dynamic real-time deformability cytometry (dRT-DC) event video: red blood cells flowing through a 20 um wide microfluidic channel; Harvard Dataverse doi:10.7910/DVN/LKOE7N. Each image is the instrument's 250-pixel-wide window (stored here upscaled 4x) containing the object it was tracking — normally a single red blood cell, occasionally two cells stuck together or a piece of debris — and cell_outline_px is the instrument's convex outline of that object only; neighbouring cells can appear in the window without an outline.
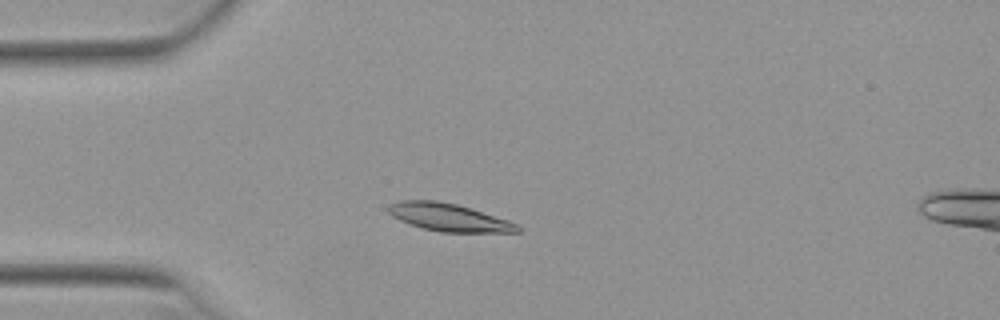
{"species": "Egyptian fruit bat (a non-hibernating species)", "species_latin": "Rousettus aegyptiacus", "temperature_condition": "warm", "stored_images_in_passage": 50, "camera_frame_rate_fps": 3000, "um_per_image_px": 0.085, "animal": {"sex": "female"}, "frame": {"image": 1, "passage_image": 12, "time_ms": 3.667, "image_size_px": [1000, 320], "cell_outline_px": [[520, 232], [440, 232], [424, 228], [400, 220], [392, 216], [388, 212], [388, 204], [400, 200], [436, 200], [456, 204], [472, 208], [520, 224]], "centroid_in_image_um": [38.17, 18.47], "position_along_channel_um": 46.8, "area_um2": 20.87}}
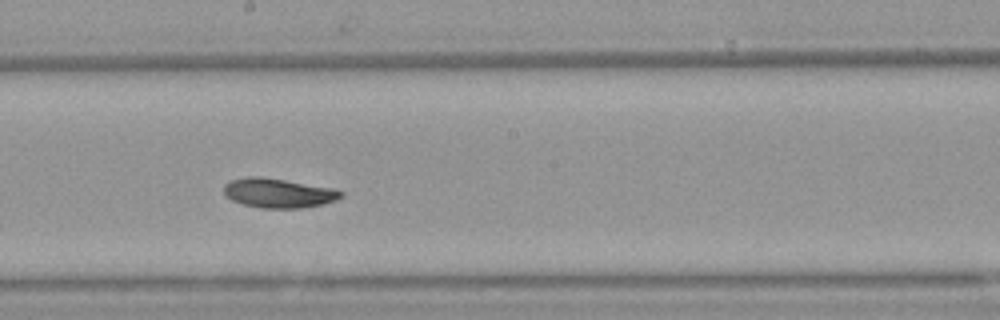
{"frame": {"image": 2, "passage_image": 27, "time_ms": 8.667, "image_size_px": [1000, 320], "cell_outline_px": [[344, 196], [336, 200], [324, 204], [300, 208], [260, 208], [244, 204], [232, 200], [224, 192], [224, 184], [232, 180], [244, 176], [260, 176], [332, 188], [344, 192]], "centroid_in_image_um": [23.68, 16.41], "position_along_channel_um": 224.5, "area_um2": 20.0}}
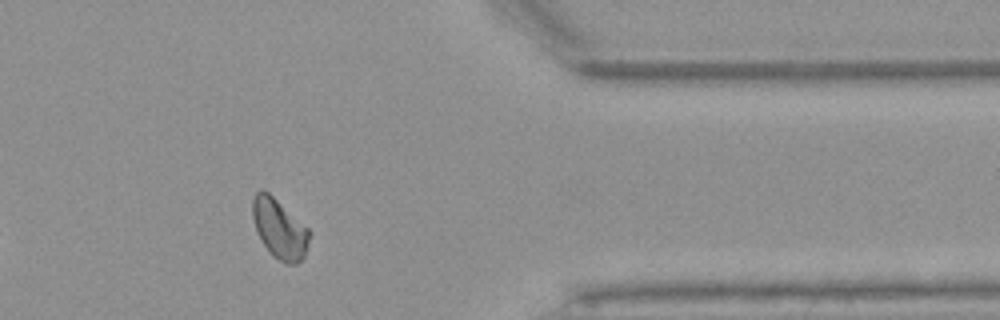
{"frame": {"image": 3, "passage_image": 41, "time_ms": 13.333, "image_size_px": [1000, 320], "cell_outline_px": [[308, 244], [304, 256], [296, 264], [284, 264], [272, 256], [256, 232], [252, 216], [252, 200], [256, 192], [260, 188], [268, 192], [308, 228]], "centroid_in_image_um": [23.71, 19.45], "position_along_channel_um": 387.7, "area_um2": 19.54}, "authors_computed_cell_mechanics": {"area_um2": 19.9988, "velocity_mm_per_s": 3.8985, "shape_relaxation_time_tau1_ms": 3.6712, "shape_relaxation_time_tau2_ms": null, "deformation_change_tau1": 0.1233, "deformation_change_tau2": null}}